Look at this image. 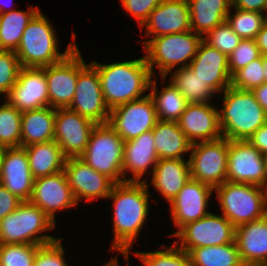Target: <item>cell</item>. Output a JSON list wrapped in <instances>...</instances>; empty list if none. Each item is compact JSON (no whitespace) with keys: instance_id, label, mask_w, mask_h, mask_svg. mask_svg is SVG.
I'll return each mask as SVG.
<instances>
[{"instance_id":"cell-1","label":"cell","mask_w":267,"mask_h":266,"mask_svg":"<svg viewBox=\"0 0 267 266\" xmlns=\"http://www.w3.org/2000/svg\"><path fill=\"white\" fill-rule=\"evenodd\" d=\"M148 183L141 182L115 183L108 198L113 200L114 239L111 251L117 250L129 263V251L137 239L149 211Z\"/></svg>"},{"instance_id":"cell-2","label":"cell","mask_w":267,"mask_h":266,"mask_svg":"<svg viewBox=\"0 0 267 266\" xmlns=\"http://www.w3.org/2000/svg\"><path fill=\"white\" fill-rule=\"evenodd\" d=\"M98 71L104 100L110 111L141 99L153 75L144 57L111 64L91 63Z\"/></svg>"},{"instance_id":"cell-3","label":"cell","mask_w":267,"mask_h":266,"mask_svg":"<svg viewBox=\"0 0 267 266\" xmlns=\"http://www.w3.org/2000/svg\"><path fill=\"white\" fill-rule=\"evenodd\" d=\"M223 94L224 106L219 110L222 137L228 140H248L267 122V113L250 90L229 86Z\"/></svg>"},{"instance_id":"cell-4","label":"cell","mask_w":267,"mask_h":266,"mask_svg":"<svg viewBox=\"0 0 267 266\" xmlns=\"http://www.w3.org/2000/svg\"><path fill=\"white\" fill-rule=\"evenodd\" d=\"M58 39L52 24L40 10L27 24L15 53L25 68H43L63 60L77 45L71 42L59 53Z\"/></svg>"},{"instance_id":"cell-5","label":"cell","mask_w":267,"mask_h":266,"mask_svg":"<svg viewBox=\"0 0 267 266\" xmlns=\"http://www.w3.org/2000/svg\"><path fill=\"white\" fill-rule=\"evenodd\" d=\"M203 37L192 30L181 33L157 36L142 42L146 51L144 56L151 74L155 75L154 66L159 69L161 80L164 83L168 73L177 65L183 68L189 66L197 54L199 44ZM189 63H188V62Z\"/></svg>"},{"instance_id":"cell-6","label":"cell","mask_w":267,"mask_h":266,"mask_svg":"<svg viewBox=\"0 0 267 266\" xmlns=\"http://www.w3.org/2000/svg\"><path fill=\"white\" fill-rule=\"evenodd\" d=\"M214 191L222 215L235 227L267 214V189L247 183L225 181Z\"/></svg>"},{"instance_id":"cell-7","label":"cell","mask_w":267,"mask_h":266,"mask_svg":"<svg viewBox=\"0 0 267 266\" xmlns=\"http://www.w3.org/2000/svg\"><path fill=\"white\" fill-rule=\"evenodd\" d=\"M55 226L56 223L40 208L30 201H23L15 211L0 221V244H49L57 238L38 234L51 231Z\"/></svg>"},{"instance_id":"cell-8","label":"cell","mask_w":267,"mask_h":266,"mask_svg":"<svg viewBox=\"0 0 267 266\" xmlns=\"http://www.w3.org/2000/svg\"><path fill=\"white\" fill-rule=\"evenodd\" d=\"M123 154L124 140L110 125L97 124L90 135L86 150L79 158L114 183H121Z\"/></svg>"},{"instance_id":"cell-9","label":"cell","mask_w":267,"mask_h":266,"mask_svg":"<svg viewBox=\"0 0 267 266\" xmlns=\"http://www.w3.org/2000/svg\"><path fill=\"white\" fill-rule=\"evenodd\" d=\"M229 140L221 137L191 145L190 178L213 189L227 181Z\"/></svg>"},{"instance_id":"cell-10","label":"cell","mask_w":267,"mask_h":266,"mask_svg":"<svg viewBox=\"0 0 267 266\" xmlns=\"http://www.w3.org/2000/svg\"><path fill=\"white\" fill-rule=\"evenodd\" d=\"M235 228L223 215L208 213L205 217L184 225L174 236L179 238V247L189 253L198 247L233 243Z\"/></svg>"},{"instance_id":"cell-11","label":"cell","mask_w":267,"mask_h":266,"mask_svg":"<svg viewBox=\"0 0 267 266\" xmlns=\"http://www.w3.org/2000/svg\"><path fill=\"white\" fill-rule=\"evenodd\" d=\"M76 46L63 60L43 67L48 84L49 106L68 108L73 101L78 73L86 66Z\"/></svg>"},{"instance_id":"cell-12","label":"cell","mask_w":267,"mask_h":266,"mask_svg":"<svg viewBox=\"0 0 267 266\" xmlns=\"http://www.w3.org/2000/svg\"><path fill=\"white\" fill-rule=\"evenodd\" d=\"M227 181L267 189L266 158L247 140H229Z\"/></svg>"},{"instance_id":"cell-13","label":"cell","mask_w":267,"mask_h":266,"mask_svg":"<svg viewBox=\"0 0 267 266\" xmlns=\"http://www.w3.org/2000/svg\"><path fill=\"white\" fill-rule=\"evenodd\" d=\"M158 122L154 103L149 94L129 101L110 111L108 125L124 140L130 141L152 130Z\"/></svg>"},{"instance_id":"cell-14","label":"cell","mask_w":267,"mask_h":266,"mask_svg":"<svg viewBox=\"0 0 267 266\" xmlns=\"http://www.w3.org/2000/svg\"><path fill=\"white\" fill-rule=\"evenodd\" d=\"M71 111L90 119L96 124H107L110 109L106 105L97 69L87 64L79 73Z\"/></svg>"},{"instance_id":"cell-15","label":"cell","mask_w":267,"mask_h":266,"mask_svg":"<svg viewBox=\"0 0 267 266\" xmlns=\"http://www.w3.org/2000/svg\"><path fill=\"white\" fill-rule=\"evenodd\" d=\"M96 123L68 108H57L54 140L69 157H79L87 147Z\"/></svg>"},{"instance_id":"cell-16","label":"cell","mask_w":267,"mask_h":266,"mask_svg":"<svg viewBox=\"0 0 267 266\" xmlns=\"http://www.w3.org/2000/svg\"><path fill=\"white\" fill-rule=\"evenodd\" d=\"M63 171L77 203L81 199L90 202L93 199L108 198L115 184L109 177L97 172L79 157L67 158Z\"/></svg>"},{"instance_id":"cell-17","label":"cell","mask_w":267,"mask_h":266,"mask_svg":"<svg viewBox=\"0 0 267 266\" xmlns=\"http://www.w3.org/2000/svg\"><path fill=\"white\" fill-rule=\"evenodd\" d=\"M30 202L54 223L58 210L71 209L77 205L64 171L35 178Z\"/></svg>"},{"instance_id":"cell-18","label":"cell","mask_w":267,"mask_h":266,"mask_svg":"<svg viewBox=\"0 0 267 266\" xmlns=\"http://www.w3.org/2000/svg\"><path fill=\"white\" fill-rule=\"evenodd\" d=\"M4 97L20 112L49 106L45 71L42 68L22 67L16 83Z\"/></svg>"},{"instance_id":"cell-19","label":"cell","mask_w":267,"mask_h":266,"mask_svg":"<svg viewBox=\"0 0 267 266\" xmlns=\"http://www.w3.org/2000/svg\"><path fill=\"white\" fill-rule=\"evenodd\" d=\"M214 189L204 183L190 179L179 191L170 203L171 219L177 231L170 235L174 236L184 225L205 217L208 213V200Z\"/></svg>"},{"instance_id":"cell-20","label":"cell","mask_w":267,"mask_h":266,"mask_svg":"<svg viewBox=\"0 0 267 266\" xmlns=\"http://www.w3.org/2000/svg\"><path fill=\"white\" fill-rule=\"evenodd\" d=\"M34 177L25 147L6 148L2 158L0 184L22 201H30Z\"/></svg>"},{"instance_id":"cell-21","label":"cell","mask_w":267,"mask_h":266,"mask_svg":"<svg viewBox=\"0 0 267 266\" xmlns=\"http://www.w3.org/2000/svg\"><path fill=\"white\" fill-rule=\"evenodd\" d=\"M177 123L192 144L222 137L219 110L210 103H188Z\"/></svg>"},{"instance_id":"cell-22","label":"cell","mask_w":267,"mask_h":266,"mask_svg":"<svg viewBox=\"0 0 267 266\" xmlns=\"http://www.w3.org/2000/svg\"><path fill=\"white\" fill-rule=\"evenodd\" d=\"M143 26L146 27L145 36L153 35L151 38L190 31L188 1L162 0L141 27Z\"/></svg>"},{"instance_id":"cell-23","label":"cell","mask_w":267,"mask_h":266,"mask_svg":"<svg viewBox=\"0 0 267 266\" xmlns=\"http://www.w3.org/2000/svg\"><path fill=\"white\" fill-rule=\"evenodd\" d=\"M188 67L215 93L225 91L230 86L228 57L204 40L199 44L197 54Z\"/></svg>"},{"instance_id":"cell-24","label":"cell","mask_w":267,"mask_h":266,"mask_svg":"<svg viewBox=\"0 0 267 266\" xmlns=\"http://www.w3.org/2000/svg\"><path fill=\"white\" fill-rule=\"evenodd\" d=\"M235 242L244 266H267V214L237 226Z\"/></svg>"},{"instance_id":"cell-25","label":"cell","mask_w":267,"mask_h":266,"mask_svg":"<svg viewBox=\"0 0 267 266\" xmlns=\"http://www.w3.org/2000/svg\"><path fill=\"white\" fill-rule=\"evenodd\" d=\"M159 158L155 148L154 136L152 130L139 135L130 141H124L123 154V182H141L140 179L153 168ZM125 172H131V179H127Z\"/></svg>"},{"instance_id":"cell-26","label":"cell","mask_w":267,"mask_h":266,"mask_svg":"<svg viewBox=\"0 0 267 266\" xmlns=\"http://www.w3.org/2000/svg\"><path fill=\"white\" fill-rule=\"evenodd\" d=\"M185 161L183 158L159 159L152 170L151 184L169 204L191 179L189 161Z\"/></svg>"},{"instance_id":"cell-27","label":"cell","mask_w":267,"mask_h":266,"mask_svg":"<svg viewBox=\"0 0 267 266\" xmlns=\"http://www.w3.org/2000/svg\"><path fill=\"white\" fill-rule=\"evenodd\" d=\"M55 113L50 106L22 112L21 147L54 140Z\"/></svg>"},{"instance_id":"cell-28","label":"cell","mask_w":267,"mask_h":266,"mask_svg":"<svg viewBox=\"0 0 267 266\" xmlns=\"http://www.w3.org/2000/svg\"><path fill=\"white\" fill-rule=\"evenodd\" d=\"M191 30L204 37L226 20L232 0H187Z\"/></svg>"},{"instance_id":"cell-29","label":"cell","mask_w":267,"mask_h":266,"mask_svg":"<svg viewBox=\"0 0 267 266\" xmlns=\"http://www.w3.org/2000/svg\"><path fill=\"white\" fill-rule=\"evenodd\" d=\"M159 159H182L191 150L192 143L175 121H161L152 129Z\"/></svg>"},{"instance_id":"cell-30","label":"cell","mask_w":267,"mask_h":266,"mask_svg":"<svg viewBox=\"0 0 267 266\" xmlns=\"http://www.w3.org/2000/svg\"><path fill=\"white\" fill-rule=\"evenodd\" d=\"M30 171L34 178L64 170L67 157L55 140L25 147Z\"/></svg>"},{"instance_id":"cell-31","label":"cell","mask_w":267,"mask_h":266,"mask_svg":"<svg viewBox=\"0 0 267 266\" xmlns=\"http://www.w3.org/2000/svg\"><path fill=\"white\" fill-rule=\"evenodd\" d=\"M40 9L9 10L0 14V50L16 51L27 24Z\"/></svg>"},{"instance_id":"cell-32","label":"cell","mask_w":267,"mask_h":266,"mask_svg":"<svg viewBox=\"0 0 267 266\" xmlns=\"http://www.w3.org/2000/svg\"><path fill=\"white\" fill-rule=\"evenodd\" d=\"M151 93H148L153 100L158 120L175 121L180 119L188 104L187 100L177 90V88L169 82L160 92H157L156 80H151L149 86Z\"/></svg>"},{"instance_id":"cell-33","label":"cell","mask_w":267,"mask_h":266,"mask_svg":"<svg viewBox=\"0 0 267 266\" xmlns=\"http://www.w3.org/2000/svg\"><path fill=\"white\" fill-rule=\"evenodd\" d=\"M192 266H244L236 242L198 247L189 253Z\"/></svg>"},{"instance_id":"cell-34","label":"cell","mask_w":267,"mask_h":266,"mask_svg":"<svg viewBox=\"0 0 267 266\" xmlns=\"http://www.w3.org/2000/svg\"><path fill=\"white\" fill-rule=\"evenodd\" d=\"M171 76L170 83L183 95L188 103H209L215 92L205 84L188 67L177 68L174 73H168Z\"/></svg>"},{"instance_id":"cell-35","label":"cell","mask_w":267,"mask_h":266,"mask_svg":"<svg viewBox=\"0 0 267 266\" xmlns=\"http://www.w3.org/2000/svg\"><path fill=\"white\" fill-rule=\"evenodd\" d=\"M0 106V145L5 148L21 146L22 112L4 101Z\"/></svg>"},{"instance_id":"cell-36","label":"cell","mask_w":267,"mask_h":266,"mask_svg":"<svg viewBox=\"0 0 267 266\" xmlns=\"http://www.w3.org/2000/svg\"><path fill=\"white\" fill-rule=\"evenodd\" d=\"M175 241L173 246L152 252H134L144 266H192L190 256Z\"/></svg>"},{"instance_id":"cell-37","label":"cell","mask_w":267,"mask_h":266,"mask_svg":"<svg viewBox=\"0 0 267 266\" xmlns=\"http://www.w3.org/2000/svg\"><path fill=\"white\" fill-rule=\"evenodd\" d=\"M235 15L226 16L227 23L241 39H256L265 23L264 13L235 8Z\"/></svg>"},{"instance_id":"cell-38","label":"cell","mask_w":267,"mask_h":266,"mask_svg":"<svg viewBox=\"0 0 267 266\" xmlns=\"http://www.w3.org/2000/svg\"><path fill=\"white\" fill-rule=\"evenodd\" d=\"M40 245L0 244V266H33Z\"/></svg>"},{"instance_id":"cell-39","label":"cell","mask_w":267,"mask_h":266,"mask_svg":"<svg viewBox=\"0 0 267 266\" xmlns=\"http://www.w3.org/2000/svg\"><path fill=\"white\" fill-rule=\"evenodd\" d=\"M265 83L262 55L236 71L231 76L230 86L240 90H252Z\"/></svg>"},{"instance_id":"cell-40","label":"cell","mask_w":267,"mask_h":266,"mask_svg":"<svg viewBox=\"0 0 267 266\" xmlns=\"http://www.w3.org/2000/svg\"><path fill=\"white\" fill-rule=\"evenodd\" d=\"M203 40L210 46L225 54L227 57L234 51L242 40L225 20L209 31Z\"/></svg>"},{"instance_id":"cell-41","label":"cell","mask_w":267,"mask_h":266,"mask_svg":"<svg viewBox=\"0 0 267 266\" xmlns=\"http://www.w3.org/2000/svg\"><path fill=\"white\" fill-rule=\"evenodd\" d=\"M21 68L14 51L0 50V94H8L16 83Z\"/></svg>"},{"instance_id":"cell-42","label":"cell","mask_w":267,"mask_h":266,"mask_svg":"<svg viewBox=\"0 0 267 266\" xmlns=\"http://www.w3.org/2000/svg\"><path fill=\"white\" fill-rule=\"evenodd\" d=\"M260 56L261 54L256 40L242 39L234 51L228 56V66L231 76Z\"/></svg>"},{"instance_id":"cell-43","label":"cell","mask_w":267,"mask_h":266,"mask_svg":"<svg viewBox=\"0 0 267 266\" xmlns=\"http://www.w3.org/2000/svg\"><path fill=\"white\" fill-rule=\"evenodd\" d=\"M62 239L40 245L35 254L33 266H68L64 258V248L61 243Z\"/></svg>"},{"instance_id":"cell-44","label":"cell","mask_w":267,"mask_h":266,"mask_svg":"<svg viewBox=\"0 0 267 266\" xmlns=\"http://www.w3.org/2000/svg\"><path fill=\"white\" fill-rule=\"evenodd\" d=\"M122 6L133 18L137 19L141 27L150 13L161 3L162 0H120Z\"/></svg>"},{"instance_id":"cell-45","label":"cell","mask_w":267,"mask_h":266,"mask_svg":"<svg viewBox=\"0 0 267 266\" xmlns=\"http://www.w3.org/2000/svg\"><path fill=\"white\" fill-rule=\"evenodd\" d=\"M23 201L0 184V221L15 211Z\"/></svg>"},{"instance_id":"cell-46","label":"cell","mask_w":267,"mask_h":266,"mask_svg":"<svg viewBox=\"0 0 267 266\" xmlns=\"http://www.w3.org/2000/svg\"><path fill=\"white\" fill-rule=\"evenodd\" d=\"M263 155L267 154V122L256 130L247 140Z\"/></svg>"},{"instance_id":"cell-47","label":"cell","mask_w":267,"mask_h":266,"mask_svg":"<svg viewBox=\"0 0 267 266\" xmlns=\"http://www.w3.org/2000/svg\"><path fill=\"white\" fill-rule=\"evenodd\" d=\"M266 0H232V7L252 12H264ZM263 11V12H262Z\"/></svg>"},{"instance_id":"cell-48","label":"cell","mask_w":267,"mask_h":266,"mask_svg":"<svg viewBox=\"0 0 267 266\" xmlns=\"http://www.w3.org/2000/svg\"><path fill=\"white\" fill-rule=\"evenodd\" d=\"M255 99L267 113V83H263L251 90Z\"/></svg>"},{"instance_id":"cell-49","label":"cell","mask_w":267,"mask_h":266,"mask_svg":"<svg viewBox=\"0 0 267 266\" xmlns=\"http://www.w3.org/2000/svg\"><path fill=\"white\" fill-rule=\"evenodd\" d=\"M256 43L259 48L260 54H267V21H265L262 29L257 34Z\"/></svg>"},{"instance_id":"cell-50","label":"cell","mask_w":267,"mask_h":266,"mask_svg":"<svg viewBox=\"0 0 267 266\" xmlns=\"http://www.w3.org/2000/svg\"><path fill=\"white\" fill-rule=\"evenodd\" d=\"M262 62L264 68L265 83H267V54L262 55Z\"/></svg>"},{"instance_id":"cell-51","label":"cell","mask_w":267,"mask_h":266,"mask_svg":"<svg viewBox=\"0 0 267 266\" xmlns=\"http://www.w3.org/2000/svg\"><path fill=\"white\" fill-rule=\"evenodd\" d=\"M103 266H119V263L117 261V257H113L110 262H107L106 265Z\"/></svg>"},{"instance_id":"cell-52","label":"cell","mask_w":267,"mask_h":266,"mask_svg":"<svg viewBox=\"0 0 267 266\" xmlns=\"http://www.w3.org/2000/svg\"><path fill=\"white\" fill-rule=\"evenodd\" d=\"M10 1H12V0L7 1V3H11ZM2 3L0 5V14L6 13L7 11H9L7 9H4V7L6 8L8 6V4L5 1H4V4H2Z\"/></svg>"},{"instance_id":"cell-53","label":"cell","mask_w":267,"mask_h":266,"mask_svg":"<svg viewBox=\"0 0 267 266\" xmlns=\"http://www.w3.org/2000/svg\"><path fill=\"white\" fill-rule=\"evenodd\" d=\"M6 148L4 146L0 145V172H1V166H2V158L5 153Z\"/></svg>"},{"instance_id":"cell-54","label":"cell","mask_w":267,"mask_h":266,"mask_svg":"<svg viewBox=\"0 0 267 266\" xmlns=\"http://www.w3.org/2000/svg\"><path fill=\"white\" fill-rule=\"evenodd\" d=\"M264 11H267V0H266V3H265V9H264ZM264 16H265V20L267 21V15L265 14Z\"/></svg>"}]
</instances>
